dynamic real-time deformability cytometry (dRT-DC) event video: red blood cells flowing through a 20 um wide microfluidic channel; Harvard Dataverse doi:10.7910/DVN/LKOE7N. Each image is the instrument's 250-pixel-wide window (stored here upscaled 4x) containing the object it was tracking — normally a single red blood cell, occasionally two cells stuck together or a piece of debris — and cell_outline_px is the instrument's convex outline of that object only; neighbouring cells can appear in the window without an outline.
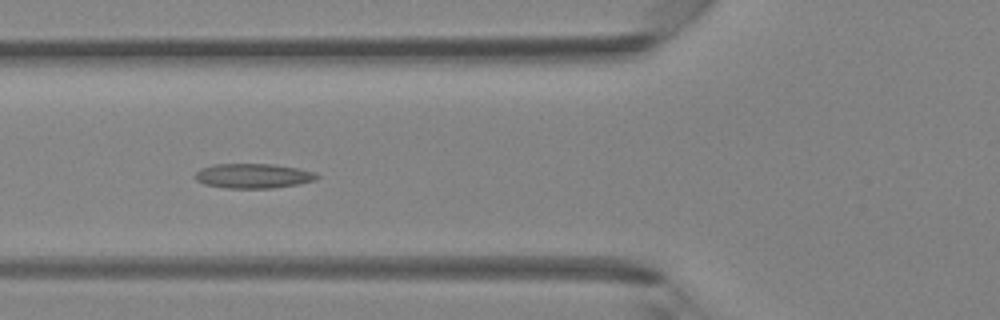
{"species": "Egyptian fruit bat (a non-hibernating species)", "species_latin": "Rousettus aegyptiacus", "temperature_condition": "room temperature", "stored_images_in_passage": 30, "camera_frame_rate_fps": 3000, "um_per_image_px": 0.085, "animal": {"sex": "female"}, "frame": {"image": 1, "passage_image": 4, "time_ms": 1.0, "image_size_px": [1000, 320], "cell_outline_px": [[320, 176], [316, 180], [296, 184], [272, 188], [224, 188], [204, 184], [196, 180], [192, 176], [200, 168], [212, 164], [272, 164], [296, 168], [316, 172]], "centroid_in_image_um": [21.48, 14.95], "position_along_channel_um": 104.3, "area_um2": 17.63}}
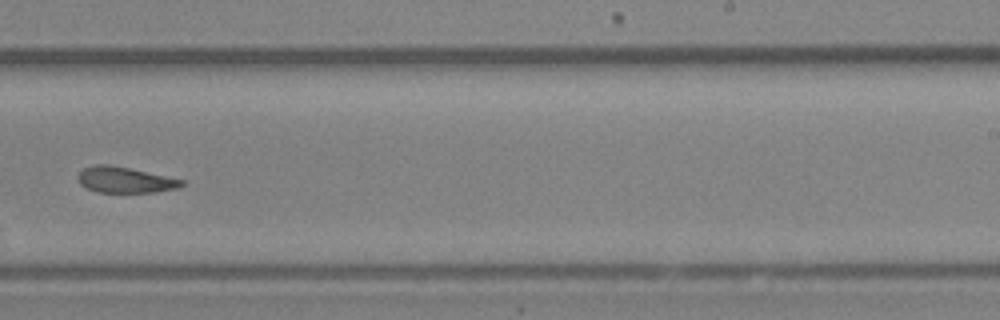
{"frame": {"image": 2, "passage_image": 15, "time_ms": 4.667, "image_size_px": [1000, 320], "cell_outline_px": [[184, 184], [180, 188], [152, 192], [96, 192], [80, 184], [76, 176], [84, 168], [96, 164], [108, 164], [128, 168], [184, 180]], "centroid_in_image_um": [10.6, 15.29], "position_along_channel_um": 278.4, "area_um2": 15.49}}
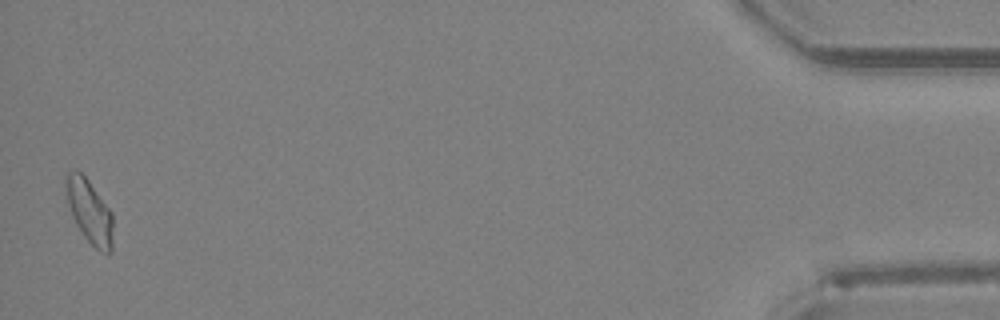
{"frame": {"image": 3, "passage_image": 30, "time_ms": 9.667, "image_size_px": [1000, 320], "cell_outline_px": [[112, 252], [108, 256], [100, 252], [84, 236], [76, 224], [72, 216], [68, 204], [64, 184], [64, 172], [76, 168], [88, 180], [112, 212]], "centroid_in_image_um": [7.58, 17.94], "position_along_channel_um": 427.6, "area_um2": 17.74}}